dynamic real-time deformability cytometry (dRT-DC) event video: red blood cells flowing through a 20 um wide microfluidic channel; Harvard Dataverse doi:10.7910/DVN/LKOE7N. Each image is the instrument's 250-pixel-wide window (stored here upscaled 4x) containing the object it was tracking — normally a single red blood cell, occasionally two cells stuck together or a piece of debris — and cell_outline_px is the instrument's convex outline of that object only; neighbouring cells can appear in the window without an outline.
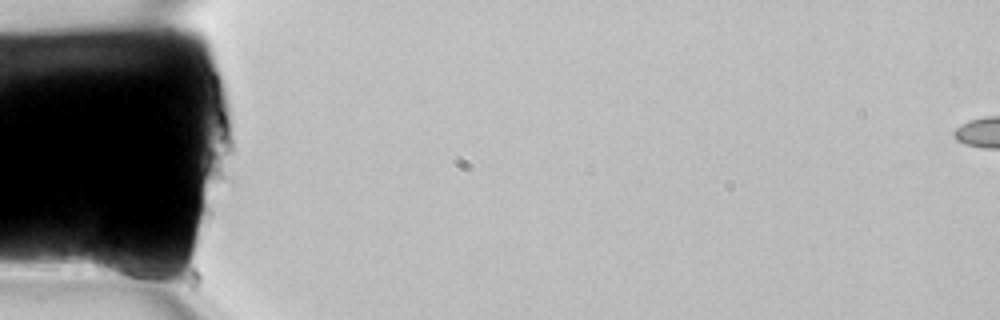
{"species": "common noctule bat (a hibernating species)", "species_latin": "Nyctalus noctula", "temperature_condition": "room temperature", "stored_images_in_passage": 2, "camera_frame_rate_fps": 3000, "um_per_image_px": 0.085, "animal": {"sex": "female", "body_mass_g": 22.7, "forearm_length_mm": 54.2}, "frame": {"image": 1, "passage_image": 1, "time_ms": 0.0, "image_size_px": [1000, 320], "cell_outline_px": [[160, 276], [148, 288], [96, 272], [92, 264], [92, 256], [96, 244], [140, 256], [160, 272]], "centroid_in_image_um": [10.54, 22.64], "position_along_channel_um": 74.5, "area_um2": 12.54}}